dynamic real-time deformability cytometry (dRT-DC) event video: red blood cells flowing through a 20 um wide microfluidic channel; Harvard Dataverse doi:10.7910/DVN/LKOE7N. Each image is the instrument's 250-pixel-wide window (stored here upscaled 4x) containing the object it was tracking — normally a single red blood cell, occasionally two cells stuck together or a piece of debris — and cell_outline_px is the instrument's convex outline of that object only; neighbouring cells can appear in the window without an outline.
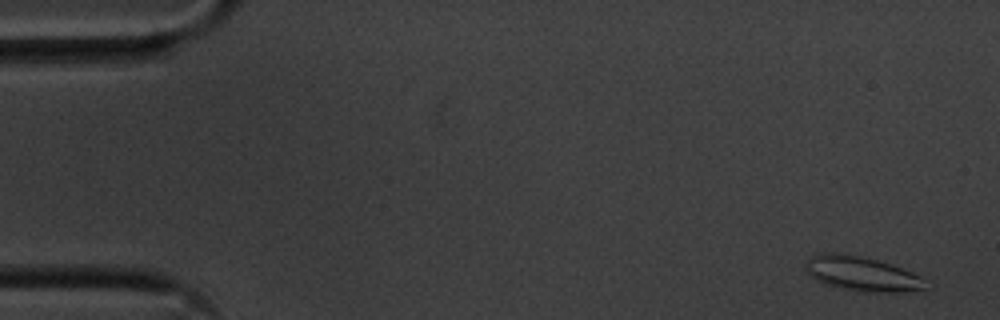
{"species": "common noctule bat (a hibernating species)", "species_latin": "Nyctalus noctula", "temperature_condition": "cold", "stored_images_in_passage": 54, "camera_frame_rate_fps": 3000, "um_per_image_px": 0.085, "animal": {"sex": "male", "body_mass_g": 20.1, "forearm_length_mm": 53.5}, "frame": {"image": 1, "passage_image": 1, "time_ms": 0.0, "image_size_px": [1000, 320], "cell_outline_px": [[924, 288], [904, 292], [856, 292], [840, 288], [816, 280], [804, 268], [804, 264], [812, 256], [820, 252], [844, 252], [876, 260], [912, 272], [920, 276]], "centroid_in_image_um": [73.16, 23.26], "position_along_channel_um": 11.8, "area_um2": 23.93}}
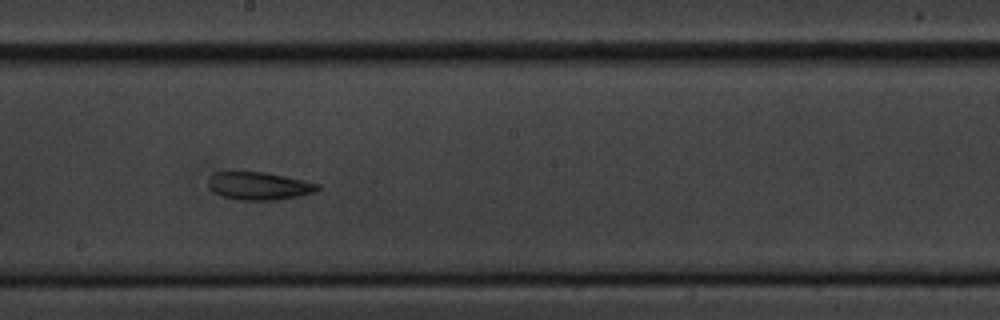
{"frame": {"image": 2, "passage_image": 29, "time_ms": 9.333, "image_size_px": [1000, 320], "cell_outline_px": [[320, 188], [316, 192], [300, 196], [280, 200], [236, 200], [212, 192], [208, 188], [208, 176], [212, 172], [264, 172], [304, 180], [320, 184]], "centroid_in_image_um": [22.0, 15.81], "position_along_channel_um": 226.2, "area_um2": 18.03}}
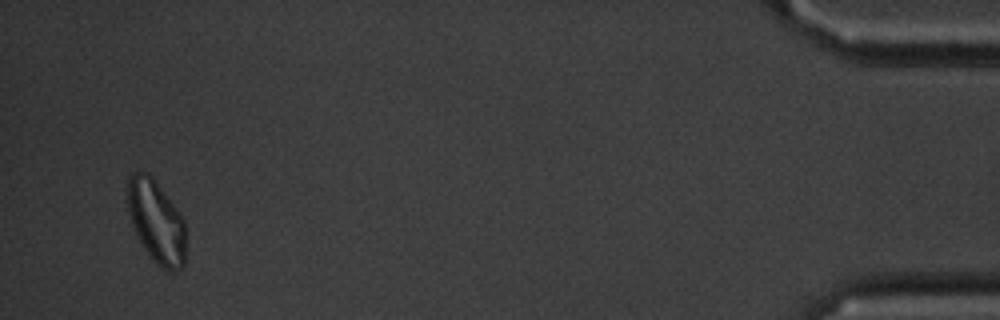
{"frame": {"image": 3, "passage_image": 52, "time_ms": 17.0, "image_size_px": [1000, 320], "cell_outline_px": [[188, 236], [184, 264], [176, 272], [168, 272], [160, 268], [152, 260], [136, 236], [124, 200], [124, 188], [128, 176], [132, 172], [148, 172], [152, 176], [180, 212], [184, 220]], "centroid_in_image_um": [13.27, 18.83], "position_along_channel_um": 421.9, "area_um2": 29.59}}